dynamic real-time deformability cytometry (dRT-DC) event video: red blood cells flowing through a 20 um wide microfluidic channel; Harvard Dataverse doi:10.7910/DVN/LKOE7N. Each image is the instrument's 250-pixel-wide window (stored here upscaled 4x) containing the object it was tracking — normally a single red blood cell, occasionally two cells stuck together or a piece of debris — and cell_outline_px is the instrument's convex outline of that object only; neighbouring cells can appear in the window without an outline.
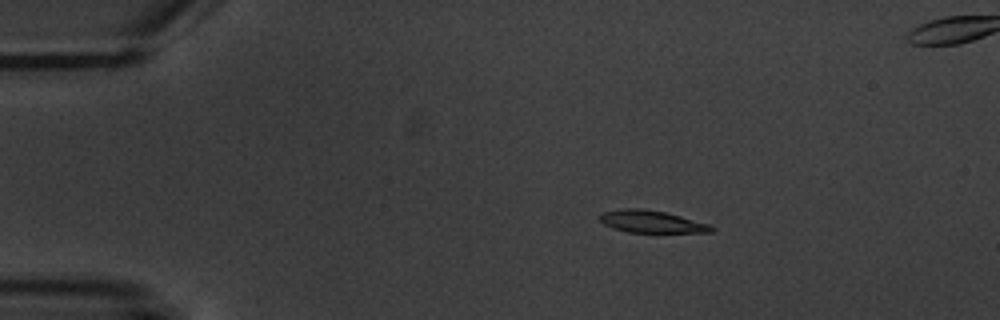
{"species": "common noctule bat (a hibernating species)", "species_latin": "Nyctalus noctula", "temperature_condition": "warm", "stored_images_in_passage": 5, "camera_frame_rate_fps": 3000, "um_per_image_px": 0.085, "animal": {"sex": "male", "body_mass_g": 20.1, "forearm_length_mm": 53.5}, "frame": {"image": 1, "passage_image": 2, "time_ms": 1.333, "image_size_px": [1000, 320], "cell_outline_px": [[716, 228], [712, 232], [628, 232], [612, 228], [604, 224], [596, 216], [600, 212], [624, 208], [640, 208], [664, 212], [680, 216], [708, 224]], "centroid_in_image_um": [55.3, 18.83], "position_along_channel_um": 29.7, "area_um2": 14.45}}